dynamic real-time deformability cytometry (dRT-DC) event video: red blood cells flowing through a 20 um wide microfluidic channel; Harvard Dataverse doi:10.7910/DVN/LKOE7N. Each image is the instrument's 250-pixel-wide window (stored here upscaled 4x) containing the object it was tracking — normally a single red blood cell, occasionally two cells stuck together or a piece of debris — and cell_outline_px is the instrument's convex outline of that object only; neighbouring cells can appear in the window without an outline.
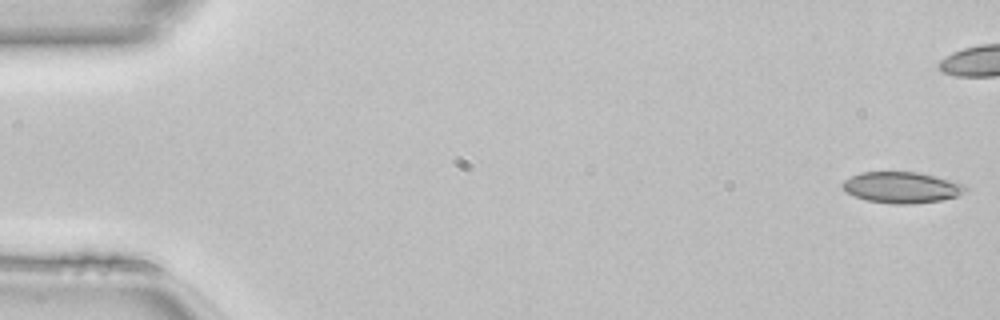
{"species": "common noctule bat (a hibernating species)", "species_latin": "Nyctalus noctula", "temperature_condition": "room temperature", "stored_images_in_passage": 47, "camera_frame_rate_fps": 3000, "um_per_image_px": 0.085, "animal": {"sex": "female", "body_mass_g": 22.7, "forearm_length_mm": 54.2}, "frame": {"image": 1, "passage_image": 1, "time_ms": 0.0, "image_size_px": [1000, 320], "cell_outline_px": [[968, 188], [964, 192], [956, 196], [940, 200], [908, 204], [892, 204], [864, 200], [848, 192], [840, 184], [844, 180], [860, 172], [916, 172], [964, 184]], "centroid_in_image_um": [76.61, 15.93], "position_along_channel_um": 8.4, "area_um2": 21.96}}